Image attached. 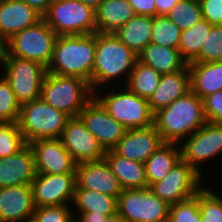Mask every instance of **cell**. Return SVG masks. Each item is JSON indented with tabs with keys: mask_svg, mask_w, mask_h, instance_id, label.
<instances>
[{
	"mask_svg": "<svg viewBox=\"0 0 222 222\" xmlns=\"http://www.w3.org/2000/svg\"><path fill=\"white\" fill-rule=\"evenodd\" d=\"M169 210L149 187L123 189L118 197L117 212L127 222H167Z\"/></svg>",
	"mask_w": 222,
	"mask_h": 222,
	"instance_id": "cell-10",
	"label": "cell"
},
{
	"mask_svg": "<svg viewBox=\"0 0 222 222\" xmlns=\"http://www.w3.org/2000/svg\"><path fill=\"white\" fill-rule=\"evenodd\" d=\"M25 145L18 122H0V158L17 153Z\"/></svg>",
	"mask_w": 222,
	"mask_h": 222,
	"instance_id": "cell-35",
	"label": "cell"
},
{
	"mask_svg": "<svg viewBox=\"0 0 222 222\" xmlns=\"http://www.w3.org/2000/svg\"><path fill=\"white\" fill-rule=\"evenodd\" d=\"M4 50V43L0 39V53Z\"/></svg>",
	"mask_w": 222,
	"mask_h": 222,
	"instance_id": "cell-49",
	"label": "cell"
},
{
	"mask_svg": "<svg viewBox=\"0 0 222 222\" xmlns=\"http://www.w3.org/2000/svg\"><path fill=\"white\" fill-rule=\"evenodd\" d=\"M160 79L161 74L154 68L137 60L125 86L136 95L149 99L154 90L158 87Z\"/></svg>",
	"mask_w": 222,
	"mask_h": 222,
	"instance_id": "cell-30",
	"label": "cell"
},
{
	"mask_svg": "<svg viewBox=\"0 0 222 222\" xmlns=\"http://www.w3.org/2000/svg\"><path fill=\"white\" fill-rule=\"evenodd\" d=\"M101 222H127L118 212L115 214L109 215L102 220Z\"/></svg>",
	"mask_w": 222,
	"mask_h": 222,
	"instance_id": "cell-46",
	"label": "cell"
},
{
	"mask_svg": "<svg viewBox=\"0 0 222 222\" xmlns=\"http://www.w3.org/2000/svg\"><path fill=\"white\" fill-rule=\"evenodd\" d=\"M206 122L203 100L191 90L154 113V126L164 143L180 144Z\"/></svg>",
	"mask_w": 222,
	"mask_h": 222,
	"instance_id": "cell-2",
	"label": "cell"
},
{
	"mask_svg": "<svg viewBox=\"0 0 222 222\" xmlns=\"http://www.w3.org/2000/svg\"><path fill=\"white\" fill-rule=\"evenodd\" d=\"M70 118L38 98L21 105L18 125L28 144L38 139L60 138Z\"/></svg>",
	"mask_w": 222,
	"mask_h": 222,
	"instance_id": "cell-6",
	"label": "cell"
},
{
	"mask_svg": "<svg viewBox=\"0 0 222 222\" xmlns=\"http://www.w3.org/2000/svg\"><path fill=\"white\" fill-rule=\"evenodd\" d=\"M181 31L190 29L203 19L198 0H180L167 14Z\"/></svg>",
	"mask_w": 222,
	"mask_h": 222,
	"instance_id": "cell-33",
	"label": "cell"
},
{
	"mask_svg": "<svg viewBox=\"0 0 222 222\" xmlns=\"http://www.w3.org/2000/svg\"><path fill=\"white\" fill-rule=\"evenodd\" d=\"M222 61V25H212L198 56L192 62Z\"/></svg>",
	"mask_w": 222,
	"mask_h": 222,
	"instance_id": "cell-36",
	"label": "cell"
},
{
	"mask_svg": "<svg viewBox=\"0 0 222 222\" xmlns=\"http://www.w3.org/2000/svg\"><path fill=\"white\" fill-rule=\"evenodd\" d=\"M118 86L124 90L99 89V91L94 92V97L102 104L109 115L120 122L127 130L154 125V113L150 109L148 99L136 95L127 86H124L125 88L121 85ZM100 92L104 94L99 95Z\"/></svg>",
	"mask_w": 222,
	"mask_h": 222,
	"instance_id": "cell-5",
	"label": "cell"
},
{
	"mask_svg": "<svg viewBox=\"0 0 222 222\" xmlns=\"http://www.w3.org/2000/svg\"><path fill=\"white\" fill-rule=\"evenodd\" d=\"M94 97L90 84L75 76L46 73L41 98L50 106L78 117L83 107Z\"/></svg>",
	"mask_w": 222,
	"mask_h": 222,
	"instance_id": "cell-4",
	"label": "cell"
},
{
	"mask_svg": "<svg viewBox=\"0 0 222 222\" xmlns=\"http://www.w3.org/2000/svg\"><path fill=\"white\" fill-rule=\"evenodd\" d=\"M70 205L35 207L32 217L37 222H68L72 217Z\"/></svg>",
	"mask_w": 222,
	"mask_h": 222,
	"instance_id": "cell-39",
	"label": "cell"
},
{
	"mask_svg": "<svg viewBox=\"0 0 222 222\" xmlns=\"http://www.w3.org/2000/svg\"><path fill=\"white\" fill-rule=\"evenodd\" d=\"M43 19L58 36L96 33L95 10L80 0H54Z\"/></svg>",
	"mask_w": 222,
	"mask_h": 222,
	"instance_id": "cell-9",
	"label": "cell"
},
{
	"mask_svg": "<svg viewBox=\"0 0 222 222\" xmlns=\"http://www.w3.org/2000/svg\"><path fill=\"white\" fill-rule=\"evenodd\" d=\"M0 66L20 105L41 98L47 67L33 60L8 56L4 51L0 53Z\"/></svg>",
	"mask_w": 222,
	"mask_h": 222,
	"instance_id": "cell-7",
	"label": "cell"
},
{
	"mask_svg": "<svg viewBox=\"0 0 222 222\" xmlns=\"http://www.w3.org/2000/svg\"><path fill=\"white\" fill-rule=\"evenodd\" d=\"M31 187L35 207L72 206L76 187V173H36Z\"/></svg>",
	"mask_w": 222,
	"mask_h": 222,
	"instance_id": "cell-13",
	"label": "cell"
},
{
	"mask_svg": "<svg viewBox=\"0 0 222 222\" xmlns=\"http://www.w3.org/2000/svg\"><path fill=\"white\" fill-rule=\"evenodd\" d=\"M135 15L127 0H105L95 9L96 32L113 34Z\"/></svg>",
	"mask_w": 222,
	"mask_h": 222,
	"instance_id": "cell-24",
	"label": "cell"
},
{
	"mask_svg": "<svg viewBox=\"0 0 222 222\" xmlns=\"http://www.w3.org/2000/svg\"><path fill=\"white\" fill-rule=\"evenodd\" d=\"M103 159L107 162L123 189L148 187L144 163L124 158L117 155L113 150L106 151Z\"/></svg>",
	"mask_w": 222,
	"mask_h": 222,
	"instance_id": "cell-25",
	"label": "cell"
},
{
	"mask_svg": "<svg viewBox=\"0 0 222 222\" xmlns=\"http://www.w3.org/2000/svg\"><path fill=\"white\" fill-rule=\"evenodd\" d=\"M203 177L181 159L163 180L153 183L149 189L172 205L195 196L204 186Z\"/></svg>",
	"mask_w": 222,
	"mask_h": 222,
	"instance_id": "cell-11",
	"label": "cell"
},
{
	"mask_svg": "<svg viewBox=\"0 0 222 222\" xmlns=\"http://www.w3.org/2000/svg\"><path fill=\"white\" fill-rule=\"evenodd\" d=\"M118 199L88 189H75L72 207L76 212H93V214L112 215L117 212Z\"/></svg>",
	"mask_w": 222,
	"mask_h": 222,
	"instance_id": "cell-29",
	"label": "cell"
},
{
	"mask_svg": "<svg viewBox=\"0 0 222 222\" xmlns=\"http://www.w3.org/2000/svg\"><path fill=\"white\" fill-rule=\"evenodd\" d=\"M201 222H222V197L205 185L197 192Z\"/></svg>",
	"mask_w": 222,
	"mask_h": 222,
	"instance_id": "cell-34",
	"label": "cell"
},
{
	"mask_svg": "<svg viewBox=\"0 0 222 222\" xmlns=\"http://www.w3.org/2000/svg\"><path fill=\"white\" fill-rule=\"evenodd\" d=\"M28 145L34 156L36 173H76L77 163L64 148L60 138L38 139Z\"/></svg>",
	"mask_w": 222,
	"mask_h": 222,
	"instance_id": "cell-16",
	"label": "cell"
},
{
	"mask_svg": "<svg viewBox=\"0 0 222 222\" xmlns=\"http://www.w3.org/2000/svg\"><path fill=\"white\" fill-rule=\"evenodd\" d=\"M211 27L210 23L202 19L190 29L182 31L178 50L187 64L198 56Z\"/></svg>",
	"mask_w": 222,
	"mask_h": 222,
	"instance_id": "cell-31",
	"label": "cell"
},
{
	"mask_svg": "<svg viewBox=\"0 0 222 222\" xmlns=\"http://www.w3.org/2000/svg\"><path fill=\"white\" fill-rule=\"evenodd\" d=\"M179 146L181 159L202 176L201 164L222 154V125L206 122Z\"/></svg>",
	"mask_w": 222,
	"mask_h": 222,
	"instance_id": "cell-12",
	"label": "cell"
},
{
	"mask_svg": "<svg viewBox=\"0 0 222 222\" xmlns=\"http://www.w3.org/2000/svg\"><path fill=\"white\" fill-rule=\"evenodd\" d=\"M68 222H80L76 217H72Z\"/></svg>",
	"mask_w": 222,
	"mask_h": 222,
	"instance_id": "cell-50",
	"label": "cell"
},
{
	"mask_svg": "<svg viewBox=\"0 0 222 222\" xmlns=\"http://www.w3.org/2000/svg\"><path fill=\"white\" fill-rule=\"evenodd\" d=\"M75 189H88L118 199L123 191L119 180L111 171L107 162L100 161L82 162L76 165Z\"/></svg>",
	"mask_w": 222,
	"mask_h": 222,
	"instance_id": "cell-17",
	"label": "cell"
},
{
	"mask_svg": "<svg viewBox=\"0 0 222 222\" xmlns=\"http://www.w3.org/2000/svg\"><path fill=\"white\" fill-rule=\"evenodd\" d=\"M136 15L156 16L155 0H127Z\"/></svg>",
	"mask_w": 222,
	"mask_h": 222,
	"instance_id": "cell-42",
	"label": "cell"
},
{
	"mask_svg": "<svg viewBox=\"0 0 222 222\" xmlns=\"http://www.w3.org/2000/svg\"><path fill=\"white\" fill-rule=\"evenodd\" d=\"M202 100L207 122L222 125V90L209 94Z\"/></svg>",
	"mask_w": 222,
	"mask_h": 222,
	"instance_id": "cell-40",
	"label": "cell"
},
{
	"mask_svg": "<svg viewBox=\"0 0 222 222\" xmlns=\"http://www.w3.org/2000/svg\"><path fill=\"white\" fill-rule=\"evenodd\" d=\"M182 31L167 16L153 17L151 42L159 46L178 49Z\"/></svg>",
	"mask_w": 222,
	"mask_h": 222,
	"instance_id": "cell-32",
	"label": "cell"
},
{
	"mask_svg": "<svg viewBox=\"0 0 222 222\" xmlns=\"http://www.w3.org/2000/svg\"><path fill=\"white\" fill-rule=\"evenodd\" d=\"M34 8L37 12H39L42 16L47 12L49 5L54 0H20Z\"/></svg>",
	"mask_w": 222,
	"mask_h": 222,
	"instance_id": "cell-45",
	"label": "cell"
},
{
	"mask_svg": "<svg viewBox=\"0 0 222 222\" xmlns=\"http://www.w3.org/2000/svg\"><path fill=\"white\" fill-rule=\"evenodd\" d=\"M43 16L20 0H0V39L3 43L14 34L35 25Z\"/></svg>",
	"mask_w": 222,
	"mask_h": 222,
	"instance_id": "cell-19",
	"label": "cell"
},
{
	"mask_svg": "<svg viewBox=\"0 0 222 222\" xmlns=\"http://www.w3.org/2000/svg\"><path fill=\"white\" fill-rule=\"evenodd\" d=\"M0 77V122H18L21 105L8 81L3 75Z\"/></svg>",
	"mask_w": 222,
	"mask_h": 222,
	"instance_id": "cell-37",
	"label": "cell"
},
{
	"mask_svg": "<svg viewBox=\"0 0 222 222\" xmlns=\"http://www.w3.org/2000/svg\"><path fill=\"white\" fill-rule=\"evenodd\" d=\"M57 34L42 18L16 34L4 43V52L8 56L33 60L48 67L53 54Z\"/></svg>",
	"mask_w": 222,
	"mask_h": 222,
	"instance_id": "cell-8",
	"label": "cell"
},
{
	"mask_svg": "<svg viewBox=\"0 0 222 222\" xmlns=\"http://www.w3.org/2000/svg\"><path fill=\"white\" fill-rule=\"evenodd\" d=\"M202 17L211 25H222V0H199Z\"/></svg>",
	"mask_w": 222,
	"mask_h": 222,
	"instance_id": "cell-41",
	"label": "cell"
},
{
	"mask_svg": "<svg viewBox=\"0 0 222 222\" xmlns=\"http://www.w3.org/2000/svg\"><path fill=\"white\" fill-rule=\"evenodd\" d=\"M162 144L161 135L152 125L126 130L112 150L124 158L144 163Z\"/></svg>",
	"mask_w": 222,
	"mask_h": 222,
	"instance_id": "cell-18",
	"label": "cell"
},
{
	"mask_svg": "<svg viewBox=\"0 0 222 222\" xmlns=\"http://www.w3.org/2000/svg\"><path fill=\"white\" fill-rule=\"evenodd\" d=\"M189 91L190 73L187 66L180 71L162 74L158 87L148 99L150 109L155 113Z\"/></svg>",
	"mask_w": 222,
	"mask_h": 222,
	"instance_id": "cell-22",
	"label": "cell"
},
{
	"mask_svg": "<svg viewBox=\"0 0 222 222\" xmlns=\"http://www.w3.org/2000/svg\"><path fill=\"white\" fill-rule=\"evenodd\" d=\"M180 0H155L156 15L167 16Z\"/></svg>",
	"mask_w": 222,
	"mask_h": 222,
	"instance_id": "cell-44",
	"label": "cell"
},
{
	"mask_svg": "<svg viewBox=\"0 0 222 222\" xmlns=\"http://www.w3.org/2000/svg\"><path fill=\"white\" fill-rule=\"evenodd\" d=\"M167 222H201L198 199L193 196L188 200L170 205Z\"/></svg>",
	"mask_w": 222,
	"mask_h": 222,
	"instance_id": "cell-38",
	"label": "cell"
},
{
	"mask_svg": "<svg viewBox=\"0 0 222 222\" xmlns=\"http://www.w3.org/2000/svg\"><path fill=\"white\" fill-rule=\"evenodd\" d=\"M72 210L73 217H76L80 222H101L105 220L108 215L105 214H93V212H74ZM77 215V216H76Z\"/></svg>",
	"mask_w": 222,
	"mask_h": 222,
	"instance_id": "cell-43",
	"label": "cell"
},
{
	"mask_svg": "<svg viewBox=\"0 0 222 222\" xmlns=\"http://www.w3.org/2000/svg\"><path fill=\"white\" fill-rule=\"evenodd\" d=\"M35 211L31 185L0 188V221L21 222Z\"/></svg>",
	"mask_w": 222,
	"mask_h": 222,
	"instance_id": "cell-20",
	"label": "cell"
},
{
	"mask_svg": "<svg viewBox=\"0 0 222 222\" xmlns=\"http://www.w3.org/2000/svg\"><path fill=\"white\" fill-rule=\"evenodd\" d=\"M79 117L105 151L112 150L127 130L109 115L95 97L83 107Z\"/></svg>",
	"mask_w": 222,
	"mask_h": 222,
	"instance_id": "cell-15",
	"label": "cell"
},
{
	"mask_svg": "<svg viewBox=\"0 0 222 222\" xmlns=\"http://www.w3.org/2000/svg\"><path fill=\"white\" fill-rule=\"evenodd\" d=\"M153 17L135 15L113 34L137 55L151 43Z\"/></svg>",
	"mask_w": 222,
	"mask_h": 222,
	"instance_id": "cell-28",
	"label": "cell"
},
{
	"mask_svg": "<svg viewBox=\"0 0 222 222\" xmlns=\"http://www.w3.org/2000/svg\"><path fill=\"white\" fill-rule=\"evenodd\" d=\"M60 140L77 164L103 160L106 153L79 116L67 121Z\"/></svg>",
	"mask_w": 222,
	"mask_h": 222,
	"instance_id": "cell-14",
	"label": "cell"
},
{
	"mask_svg": "<svg viewBox=\"0 0 222 222\" xmlns=\"http://www.w3.org/2000/svg\"><path fill=\"white\" fill-rule=\"evenodd\" d=\"M80 1H82L84 4H86L87 6H90L91 8L95 10L105 0H80Z\"/></svg>",
	"mask_w": 222,
	"mask_h": 222,
	"instance_id": "cell-47",
	"label": "cell"
},
{
	"mask_svg": "<svg viewBox=\"0 0 222 222\" xmlns=\"http://www.w3.org/2000/svg\"><path fill=\"white\" fill-rule=\"evenodd\" d=\"M35 175L34 156L28 144L13 155L0 158V188L31 185Z\"/></svg>",
	"mask_w": 222,
	"mask_h": 222,
	"instance_id": "cell-21",
	"label": "cell"
},
{
	"mask_svg": "<svg viewBox=\"0 0 222 222\" xmlns=\"http://www.w3.org/2000/svg\"><path fill=\"white\" fill-rule=\"evenodd\" d=\"M95 44V62L92 70L93 93L99 88L106 89L107 84L111 85L114 82L116 84L117 79L121 81L124 78L125 82L121 83L127 84L138 55L111 33L96 32Z\"/></svg>",
	"mask_w": 222,
	"mask_h": 222,
	"instance_id": "cell-1",
	"label": "cell"
},
{
	"mask_svg": "<svg viewBox=\"0 0 222 222\" xmlns=\"http://www.w3.org/2000/svg\"><path fill=\"white\" fill-rule=\"evenodd\" d=\"M179 147V148H178ZM181 160L179 144L164 143L144 162L145 177L150 187L163 180L171 169Z\"/></svg>",
	"mask_w": 222,
	"mask_h": 222,
	"instance_id": "cell-27",
	"label": "cell"
},
{
	"mask_svg": "<svg viewBox=\"0 0 222 222\" xmlns=\"http://www.w3.org/2000/svg\"><path fill=\"white\" fill-rule=\"evenodd\" d=\"M190 73V90L200 99L222 90V61L187 65Z\"/></svg>",
	"mask_w": 222,
	"mask_h": 222,
	"instance_id": "cell-23",
	"label": "cell"
},
{
	"mask_svg": "<svg viewBox=\"0 0 222 222\" xmlns=\"http://www.w3.org/2000/svg\"><path fill=\"white\" fill-rule=\"evenodd\" d=\"M138 60L154 68L161 75L180 71L188 65L178 49L159 46L152 42L140 52Z\"/></svg>",
	"mask_w": 222,
	"mask_h": 222,
	"instance_id": "cell-26",
	"label": "cell"
},
{
	"mask_svg": "<svg viewBox=\"0 0 222 222\" xmlns=\"http://www.w3.org/2000/svg\"><path fill=\"white\" fill-rule=\"evenodd\" d=\"M95 33L85 35H59L47 72L84 79L92 90V70L95 62Z\"/></svg>",
	"mask_w": 222,
	"mask_h": 222,
	"instance_id": "cell-3",
	"label": "cell"
},
{
	"mask_svg": "<svg viewBox=\"0 0 222 222\" xmlns=\"http://www.w3.org/2000/svg\"><path fill=\"white\" fill-rule=\"evenodd\" d=\"M21 222H37L33 217L22 220Z\"/></svg>",
	"mask_w": 222,
	"mask_h": 222,
	"instance_id": "cell-48",
	"label": "cell"
}]
</instances>
